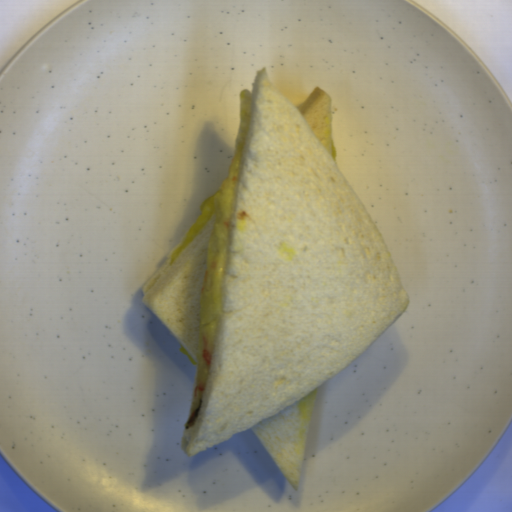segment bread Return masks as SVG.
Here are the masks:
<instances>
[{
	"instance_id": "obj_2",
	"label": "bread",
	"mask_w": 512,
	"mask_h": 512,
	"mask_svg": "<svg viewBox=\"0 0 512 512\" xmlns=\"http://www.w3.org/2000/svg\"><path fill=\"white\" fill-rule=\"evenodd\" d=\"M215 218L171 264V253L142 287L141 302L163 323L176 341L198 362L201 293L207 272L208 241Z\"/></svg>"
},
{
	"instance_id": "obj_1",
	"label": "bread",
	"mask_w": 512,
	"mask_h": 512,
	"mask_svg": "<svg viewBox=\"0 0 512 512\" xmlns=\"http://www.w3.org/2000/svg\"><path fill=\"white\" fill-rule=\"evenodd\" d=\"M242 148L217 338L192 456L247 429L293 489L322 385L407 309L409 296L338 169L331 100L292 104L258 70L240 94Z\"/></svg>"
}]
</instances>
